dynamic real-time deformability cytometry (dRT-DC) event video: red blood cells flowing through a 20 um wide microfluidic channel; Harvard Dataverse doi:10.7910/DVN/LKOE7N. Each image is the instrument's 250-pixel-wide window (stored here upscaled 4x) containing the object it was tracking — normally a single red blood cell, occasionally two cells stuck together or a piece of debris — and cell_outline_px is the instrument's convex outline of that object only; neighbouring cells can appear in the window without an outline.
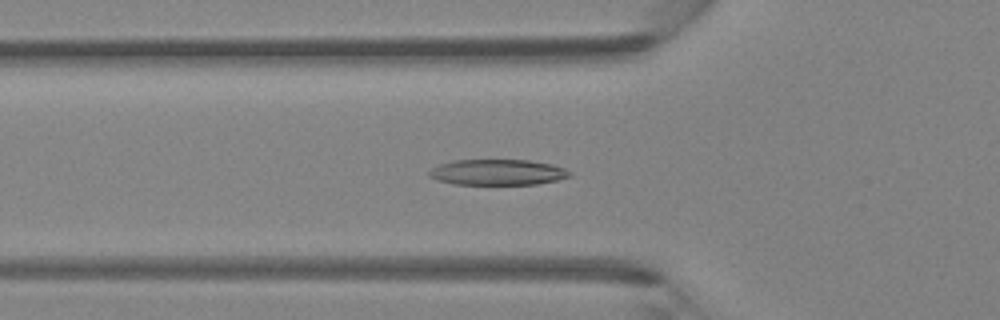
{"species": "Egyptian fruit bat (a non-hibernating species)", "species_latin": "Rousettus aegyptiacus", "temperature_condition": "room temperature", "stored_images_in_passage": 39, "camera_frame_rate_fps": 3000, "um_per_image_px": 0.085, "animal": {"sex": "female"}, "frame": {"image": 1, "passage_image": 8, "time_ms": 2.333, "image_size_px": [1000, 320], "cell_outline_px": [[572, 176], [556, 180], [536, 184], [456, 184], [436, 180], [428, 176], [428, 172], [432, 168], [440, 164], [452, 160], [528, 160], [552, 164], [564, 168], [572, 172]], "centroid_in_image_um": [42.29, 14.64], "position_along_channel_um": 83.5, "area_um2": 21.1}}
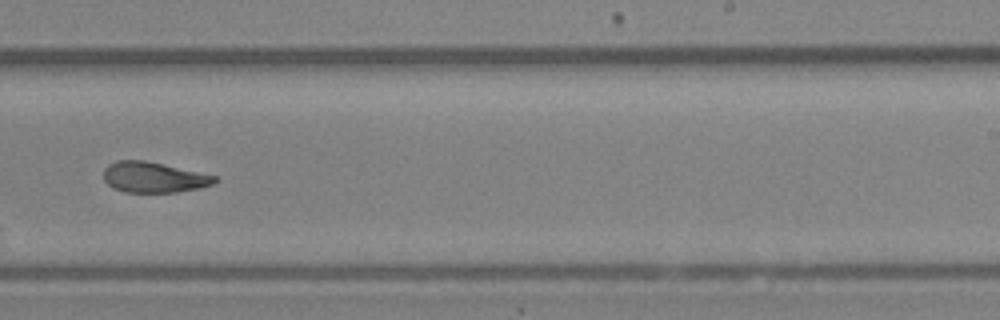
{"frame": {"image": 2, "passage_image": 21, "time_ms": 6.667, "image_size_px": [1000, 320], "cell_outline_px": [[216, 180], [212, 184], [200, 188], [176, 192], [124, 192], [112, 188], [104, 180], [104, 168], [108, 164], [116, 160], [144, 160], [216, 176]], "centroid_in_image_um": [13.01, 15.07], "position_along_channel_um": 276.0, "area_um2": 19.65}}
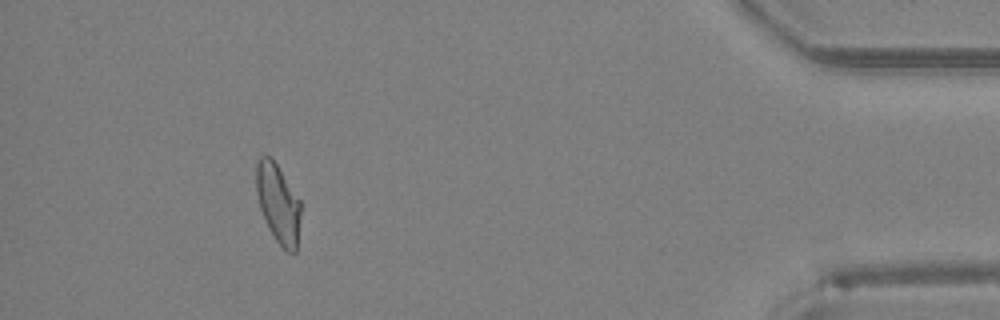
{"frame": {"image": 3, "passage_image": 34, "time_ms": 11.0, "image_size_px": [1000, 320], "cell_outline_px": [[300, 216], [296, 252], [288, 252], [276, 240], [260, 208], [256, 192], [256, 164], [260, 156], [268, 156], [276, 164], [300, 200]], "centroid_in_image_um": [23.64, 17.27], "position_along_channel_um": 411.6, "area_um2": 19.88}}